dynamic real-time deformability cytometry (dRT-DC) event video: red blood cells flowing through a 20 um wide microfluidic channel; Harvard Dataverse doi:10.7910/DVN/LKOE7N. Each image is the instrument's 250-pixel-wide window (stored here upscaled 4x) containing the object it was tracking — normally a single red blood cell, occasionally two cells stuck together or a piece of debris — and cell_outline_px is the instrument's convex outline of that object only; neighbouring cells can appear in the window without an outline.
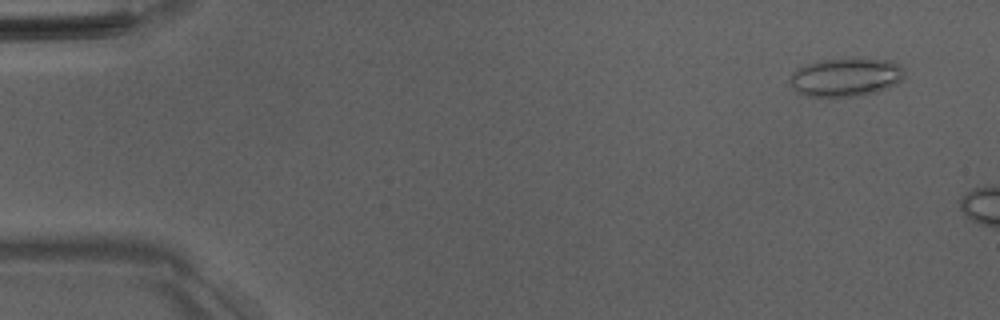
{"species": "Egyptian fruit bat (a non-hibernating species)", "species_latin": "Rousettus aegyptiacus", "temperature_condition": "room temperature", "stored_images_in_passage": 9, "camera_frame_rate_fps": 3000, "um_per_image_px": 0.085, "animal": {"sex": "male"}, "frame": {"image": 1, "passage_image": 4, "time_ms": 1.0, "image_size_px": [1000, 320], "cell_outline_px": [[904, 76], [896, 84], [888, 88], [876, 92], [860, 96], [804, 96], [796, 92], [792, 88], [788, 80], [792, 72], [816, 60], [860, 56], [892, 60], [900, 64], [904, 68]], "centroid_in_image_um": [71.91, 6.52], "position_along_channel_um": 13.1, "area_um2": 26.59}}